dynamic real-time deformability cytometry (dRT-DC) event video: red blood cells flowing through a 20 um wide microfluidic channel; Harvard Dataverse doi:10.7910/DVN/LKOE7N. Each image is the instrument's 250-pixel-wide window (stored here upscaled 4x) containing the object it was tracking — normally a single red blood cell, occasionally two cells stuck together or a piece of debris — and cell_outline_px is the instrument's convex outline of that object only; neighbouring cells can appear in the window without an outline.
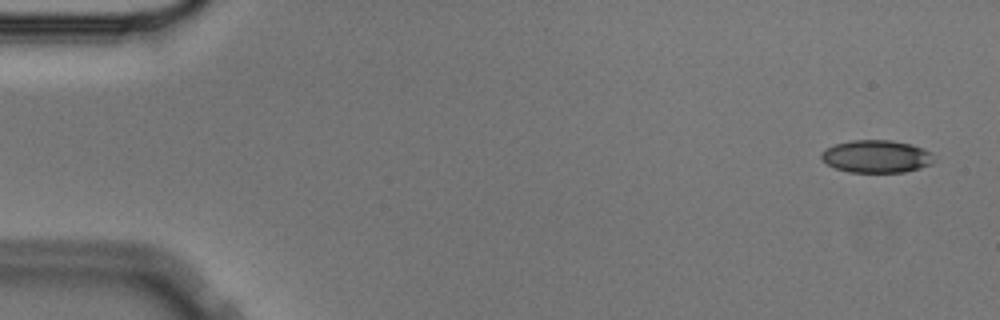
{"species": "Egyptian fruit bat (a non-hibernating species)", "species_latin": "Rousettus aegyptiacus", "temperature_condition": "cold", "stored_images_in_passage": 58, "camera_frame_rate_fps": 3000, "um_per_image_px": 0.085, "animal": {"sex": "male"}, "frame": {"image": 1, "passage_image": 3, "time_ms": 0.667, "image_size_px": [1000, 320], "cell_outline_px": [[932, 164], [920, 168], [904, 172], [848, 172], [836, 168], [828, 164], [820, 156], [820, 152], [836, 144], [852, 140], [892, 140], [912, 144], [932, 152]], "centroid_in_image_um": [74.51, 13.29], "position_along_channel_um": 10.5, "area_um2": 21.33}}
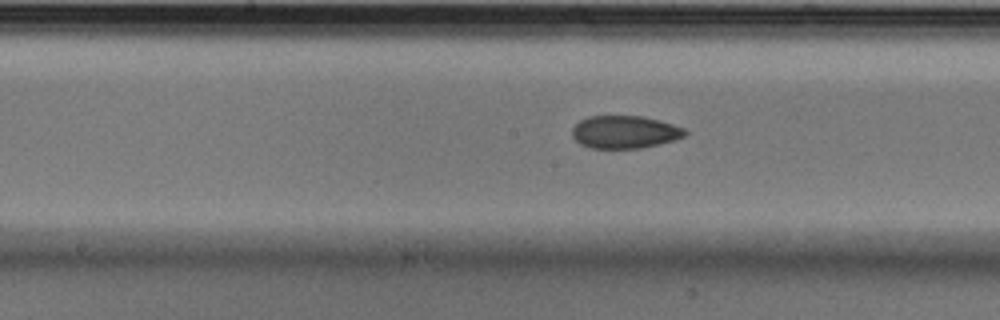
{"frame": {"image": 2, "passage_image": 29, "time_ms": 9.333, "image_size_px": [1000, 320], "cell_outline_px": [[688, 132], [684, 136], [676, 140], [660, 144], [640, 148], [588, 148], [580, 144], [572, 136], [572, 128], [580, 120], [588, 116], [640, 116], [660, 120], [684, 128]], "centroid_in_image_um": [53.1, 11.22], "position_along_channel_um": 195.1, "area_um2": 21.62}}
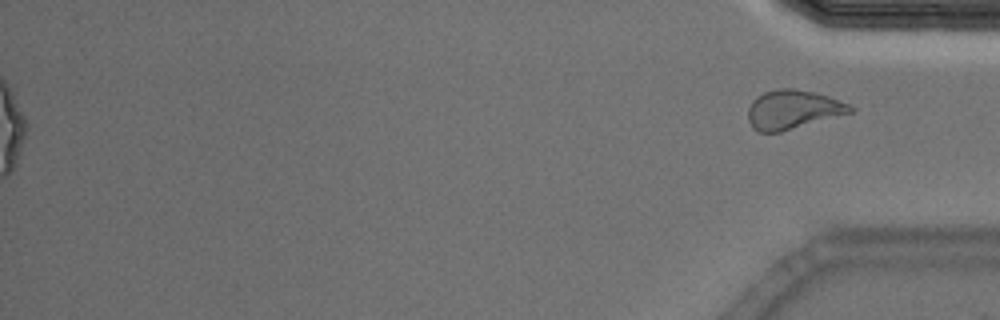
{"frame": {"image": 3, "passage_image": 58, "time_ms": 19.0, "image_size_px": [1000, 320], "cell_outline_px": [[856, 108], [852, 112], [780, 132], [756, 132], [752, 128], [748, 120], [748, 108], [752, 100], [764, 92], [776, 88], [796, 88], [828, 96], [852, 104]], "centroid_in_image_um": [67.39, 9.31], "position_along_channel_um": 367.8, "area_um2": 23.35}, "authors_computed_cell_mechanics": {"area_um2": 22.3686, "velocity_mm_per_s": 3.5598, "shape_relaxation_time_tau1_ms": 6.8353, "shape_relaxation_time_tau2_ms": 4.7923, "deformation_change_tau1": 0.0979, "deformation_change_tau2": 0.0995}}